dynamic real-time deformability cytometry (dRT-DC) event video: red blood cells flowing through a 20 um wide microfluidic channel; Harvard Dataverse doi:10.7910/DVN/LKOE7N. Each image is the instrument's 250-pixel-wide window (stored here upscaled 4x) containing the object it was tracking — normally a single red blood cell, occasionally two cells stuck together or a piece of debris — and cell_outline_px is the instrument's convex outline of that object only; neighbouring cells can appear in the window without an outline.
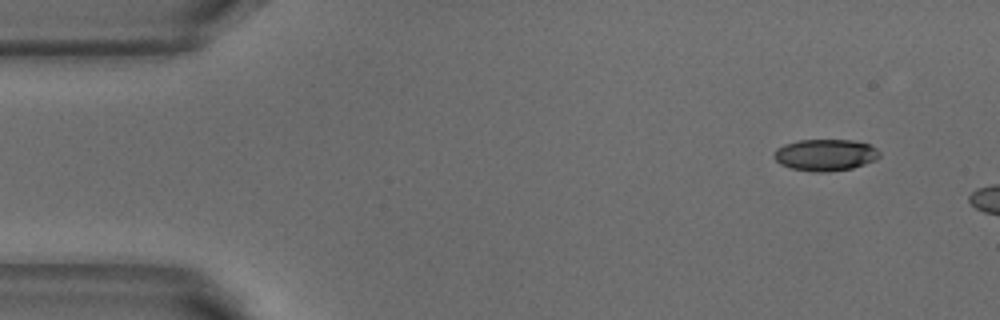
{"species": "common noctule bat (a hibernating species)", "species_latin": "Nyctalus noctula", "temperature_condition": "warm", "stored_images_in_passage": 3, "camera_frame_rate_fps": 3000, "um_per_image_px": 0.085, "animal": {"sex": "male", "body_mass_g": 18.8}, "frame": {"image": 1, "passage_image": 1, "time_ms": 0.0, "image_size_px": [1000, 320], "cell_outline_px": [[880, 156], [876, 160], [852, 168], [828, 172], [812, 172], [792, 168], [780, 164], [772, 156], [772, 152], [776, 148], [784, 144], [800, 140], [852, 140], [868, 144], [876, 148], [880, 152]], "centroid_in_image_um": [70.13, 13.17], "position_along_channel_um": 14.9, "area_um2": 19.59}}